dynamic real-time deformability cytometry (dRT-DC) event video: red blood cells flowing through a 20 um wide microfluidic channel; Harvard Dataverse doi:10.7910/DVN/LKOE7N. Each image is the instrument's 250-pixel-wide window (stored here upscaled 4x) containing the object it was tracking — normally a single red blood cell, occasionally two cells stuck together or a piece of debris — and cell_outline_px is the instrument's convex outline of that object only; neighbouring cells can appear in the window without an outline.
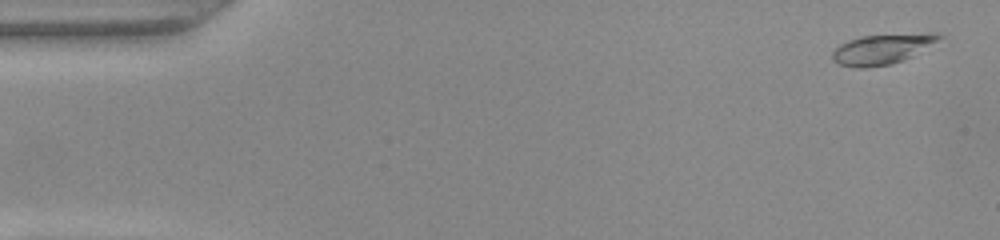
{"species": "common noctule bat (a hibernating species)", "species_latin": "Nyctalus noctula", "temperature_condition": "warm", "stored_images_in_passage": 51, "camera_frame_rate_fps": 3000, "um_per_image_px": 0.085, "animal": {"sex": "female", "body_mass_g": 22.0, "forearm_length_mm": 56.7}, "frame": {"image": 1, "passage_image": 2, "time_ms": 0.333, "image_size_px": [1000, 240], "cell_outline_px": [[944, 36], [912, 56], [904, 60], [892, 64], [864, 68], [856, 68], [840, 64], [832, 60], [832, 52], [840, 44], [848, 40], [860, 36], [928, 32], [936, 32]], "centroid_in_image_um": [74.98, 4.16], "position_along_channel_um": 10.0, "area_um2": 18.84}}
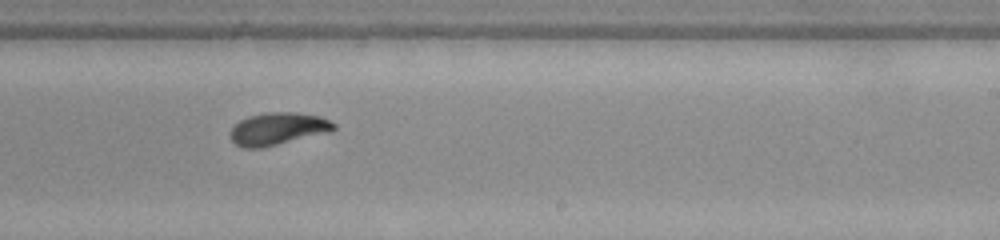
{"frame": {"image": 2, "passage_image": 31, "time_ms": 10.0, "image_size_px": [1000, 240], "cell_outline_px": [[336, 128], [332, 132], [260, 148], [244, 148], [236, 144], [228, 136], [228, 132], [240, 120], [248, 116], [264, 112], [296, 112], [320, 116], [336, 124]], "centroid_in_image_um": [23.62, 10.94], "position_along_channel_um": 265.4, "area_um2": 19.77}}
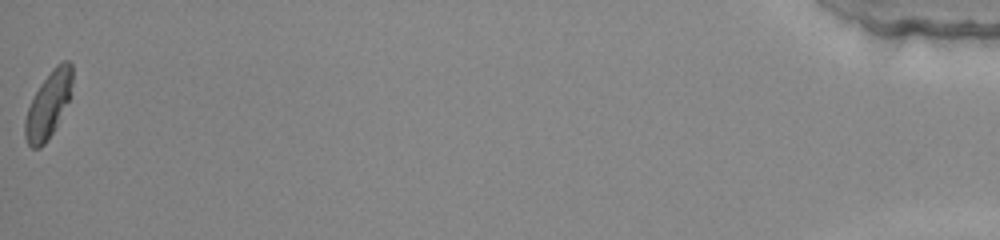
{"frame": {"image": 3, "passage_image": 51, "time_ms": 16.667, "image_size_px": [1000, 240], "cell_outline_px": [[72, 80], [68, 100], [52, 132], [44, 144], [40, 148], [32, 148], [28, 144], [24, 136], [24, 120], [28, 108], [40, 84], [52, 68], [56, 64], [64, 60], [68, 60], [72, 64]], "centroid_in_image_um": [4.08, 8.88], "position_along_channel_um": 431.1, "area_um2": 17.8}, "authors_computed_cell_mechanics": {"area_um2": 18.8428, "velocity_mm_per_s": 4.0138, "shape_relaxation_time_tau1_ms": 2.5905, "shape_relaxation_time_tau2_ms": 2.9219, "deformation_change_tau1": 0.1626, "deformation_change_tau2": 0.0728}}